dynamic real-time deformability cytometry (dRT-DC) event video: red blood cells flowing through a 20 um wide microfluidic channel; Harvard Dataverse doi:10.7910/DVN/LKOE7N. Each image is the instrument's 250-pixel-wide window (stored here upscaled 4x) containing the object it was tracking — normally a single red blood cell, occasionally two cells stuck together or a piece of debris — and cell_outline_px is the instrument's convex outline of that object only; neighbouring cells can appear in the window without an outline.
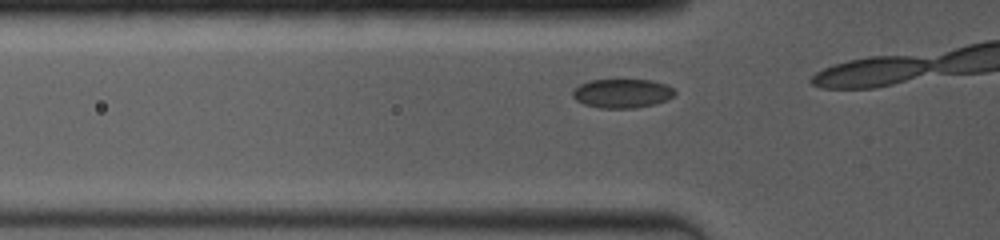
{"species": "common noctule bat (a hibernating species)", "species_latin": "Nyctalus noctula", "temperature_condition": "room temperature", "stored_images_in_passage": 7, "camera_frame_rate_fps": 4000, "um_per_image_px": 0.085, "animal": {"sex": "female", "body_mass_g": 19.0, "forearm_length_mm": 53.3}, "frame": {"image": 1, "passage_image": 4, "time_ms": 0.75, "image_size_px": [1000, 240], "cell_outline_px": [[676, 92], [668, 100], [656, 104], [636, 108], [600, 108], [584, 104], [576, 100], [572, 96], [572, 92], [580, 84], [588, 80], [652, 80], [664, 84], [672, 88]], "centroid_in_image_um": [52.88, 7.94], "position_along_channel_um": 72.9, "area_um2": 17.28}}